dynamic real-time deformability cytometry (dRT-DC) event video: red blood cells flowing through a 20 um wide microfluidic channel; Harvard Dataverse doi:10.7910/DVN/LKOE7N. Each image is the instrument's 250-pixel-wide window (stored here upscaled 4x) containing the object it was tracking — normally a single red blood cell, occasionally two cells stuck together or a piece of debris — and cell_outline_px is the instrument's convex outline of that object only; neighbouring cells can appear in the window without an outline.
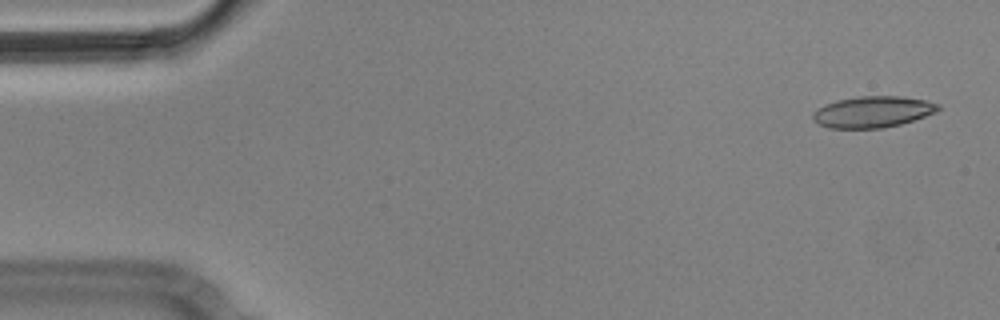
{"species": "Egyptian fruit bat (a non-hibernating species)", "species_latin": "Rousettus aegyptiacus", "temperature_condition": "cold", "stored_images_in_passage": 55, "camera_frame_rate_fps": 3000, "um_per_image_px": 0.085, "animal": {"sex": "male"}, "frame": {"image": 1, "passage_image": 2, "time_ms": 0.333, "image_size_px": [1000, 320], "cell_outline_px": [[940, 108], [936, 112], [900, 124], [884, 128], [828, 128], [812, 120], [812, 112], [816, 108], [824, 104], [836, 100], [860, 96], [900, 96], [924, 100], [940, 104]], "centroid_in_image_um": [74.13, 9.5], "position_along_channel_um": 10.9, "area_um2": 22.89}}
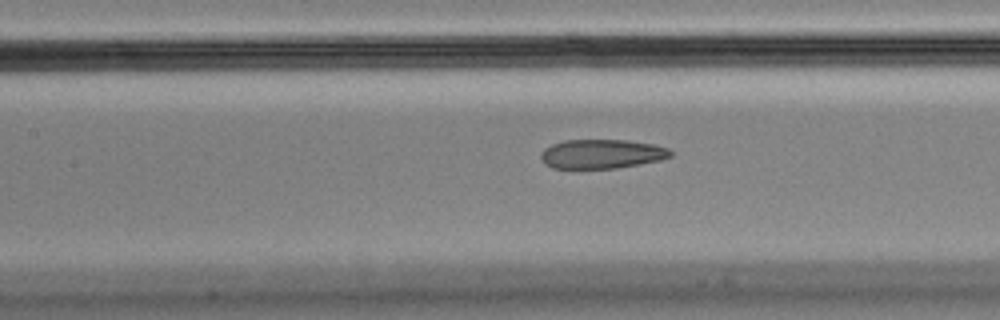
{"frame": {"image": 2, "passage_image": 24, "time_ms": 7.667, "image_size_px": [1000, 320], "cell_outline_px": [[672, 156], [660, 160], [640, 164], [616, 168], [552, 168], [544, 164], [540, 156], [540, 152], [544, 148], [552, 144], [564, 140], [628, 140], [652, 144], [668, 148], [672, 152]], "centroid_in_image_um": [51.12, 13.08], "position_along_channel_um": 156.3, "area_um2": 22.14}}
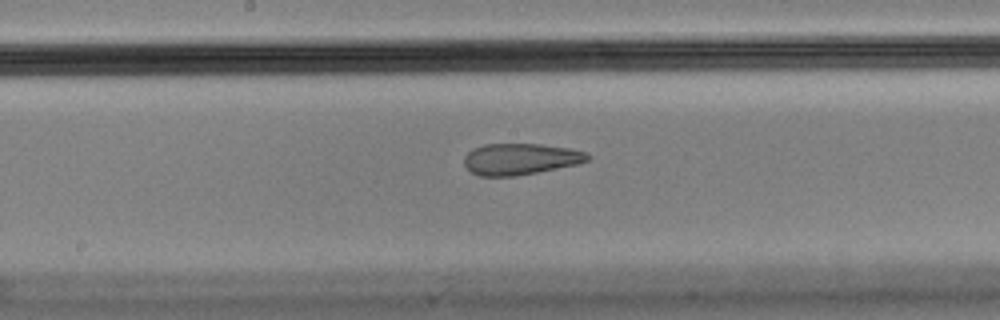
{"frame": {"image": 3, "passage_image": 28, "time_ms": 9.0, "image_size_px": [1000, 320], "cell_outline_px": [[592, 156], [588, 160], [576, 164], [516, 176], [480, 176], [472, 172], [464, 164], [464, 156], [472, 148], [484, 144], [540, 144], [572, 148], [588, 152]], "centroid_in_image_um": [44.24, 13.5], "position_along_channel_um": 204.0, "area_um2": 22.6}, "authors_computed_cell_mechanics": {"area_um2": 23.8136, "velocity_mm_per_s": 3.5791, "shape_relaxation_time_tau1_ms": null, "shape_relaxation_time_tau2_ms": 2.255, "deformation_change_tau1": null, "deformation_change_tau2": 0.1021}}